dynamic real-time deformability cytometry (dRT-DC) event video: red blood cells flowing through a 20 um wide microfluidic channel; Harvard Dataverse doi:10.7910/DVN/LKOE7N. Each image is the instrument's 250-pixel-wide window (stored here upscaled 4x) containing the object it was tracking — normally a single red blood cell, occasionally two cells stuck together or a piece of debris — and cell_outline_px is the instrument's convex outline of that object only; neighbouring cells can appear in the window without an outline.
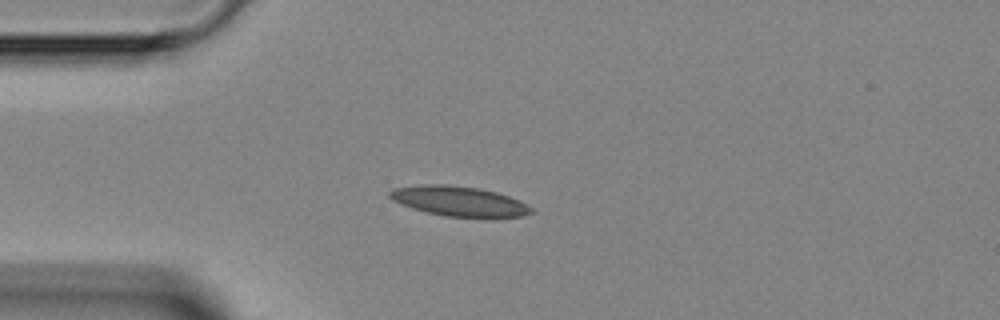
{"species": "Egyptian fruit bat (a non-hibernating species)", "species_latin": "Rousettus aegyptiacus", "temperature_condition": "room temperature", "stored_images_in_passage": 4, "camera_frame_rate_fps": 3000, "um_per_image_px": 0.085, "animal": {"sex": "female"}, "frame": {"image": 1, "passage_image": 2, "time_ms": 1.333, "image_size_px": [1000, 320], "cell_outline_px": [[532, 212], [520, 216], [444, 216], [412, 208], [392, 200], [388, 196], [388, 192], [392, 188], [420, 184], [444, 184], [480, 188], [496, 192], [520, 200], [532, 208]], "centroid_in_image_um": [38.94, 17.07], "position_along_channel_um": 46.1, "area_um2": 24.33}}
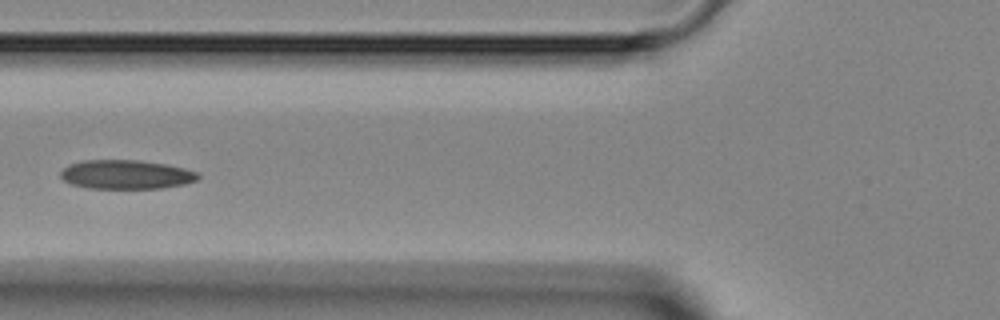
{"frame": {"image": 2, "passage_image": 4, "time_ms": 3.333, "image_size_px": [1000, 320], "cell_outline_px": [[200, 176], [196, 180], [184, 184], [164, 188], [88, 188], [72, 184], [64, 180], [60, 176], [60, 172], [68, 164], [84, 160], [140, 160], [164, 164], [184, 168], [200, 172]], "centroid_in_image_um": [10.73, 14.83], "position_along_channel_um": 115.1, "area_um2": 23.29}}